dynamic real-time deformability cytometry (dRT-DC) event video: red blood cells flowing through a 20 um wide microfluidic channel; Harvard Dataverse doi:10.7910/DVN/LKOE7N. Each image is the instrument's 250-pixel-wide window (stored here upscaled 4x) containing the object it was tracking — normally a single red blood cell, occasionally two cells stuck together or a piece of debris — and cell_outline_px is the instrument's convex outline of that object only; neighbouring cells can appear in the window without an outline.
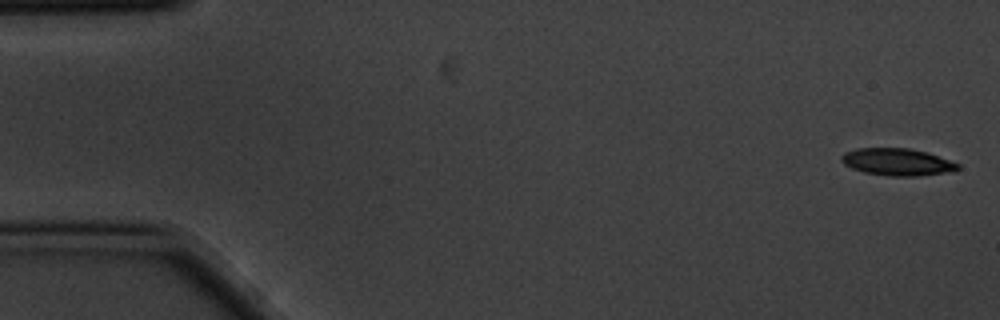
{"species": "common noctule bat (a hibernating species)", "species_latin": "Nyctalus noctula", "temperature_condition": "cold", "stored_images_in_passage": 5, "camera_frame_rate_fps": 3000, "um_per_image_px": 0.085, "animal": {"sex": "male", "body_mass_g": 20.1, "forearm_length_mm": 53.5}, "frame": {"image": 1, "passage_image": 1, "time_ms": 0.0, "image_size_px": [1000, 320], "cell_outline_px": [[960, 168], [944, 172], [916, 176], [892, 176], [864, 172], [852, 168], [844, 164], [840, 160], [840, 156], [844, 152], [856, 148], [908, 148], [928, 152], [960, 164]], "centroid_in_image_um": [76.22, 13.75], "position_along_channel_um": 8.8, "area_um2": 18.32}}
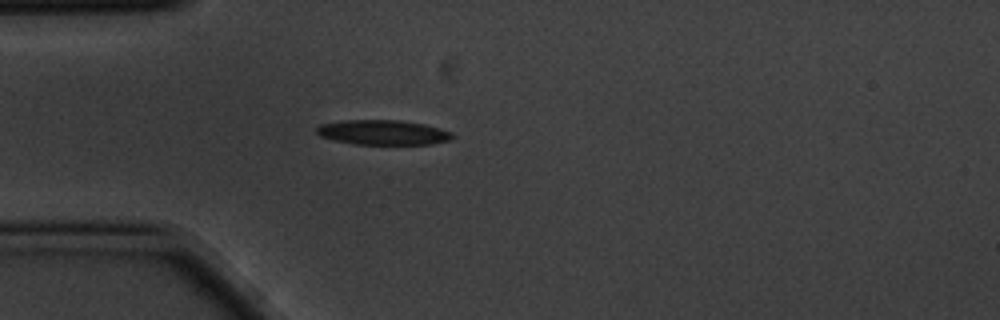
{"frame": {"image": 2, "passage_image": 5, "time_ms": 1.333, "image_size_px": [1000, 320], "cell_outline_px": [[456, 136], [452, 140], [432, 144], [356, 144], [336, 140], [320, 136], [316, 132], [316, 128], [320, 124], [344, 120], [400, 120], [424, 124], [440, 128], [452, 132]], "centroid_in_image_um": [32.61, 11.25], "position_along_channel_um": 52.4, "area_um2": 19.71}}